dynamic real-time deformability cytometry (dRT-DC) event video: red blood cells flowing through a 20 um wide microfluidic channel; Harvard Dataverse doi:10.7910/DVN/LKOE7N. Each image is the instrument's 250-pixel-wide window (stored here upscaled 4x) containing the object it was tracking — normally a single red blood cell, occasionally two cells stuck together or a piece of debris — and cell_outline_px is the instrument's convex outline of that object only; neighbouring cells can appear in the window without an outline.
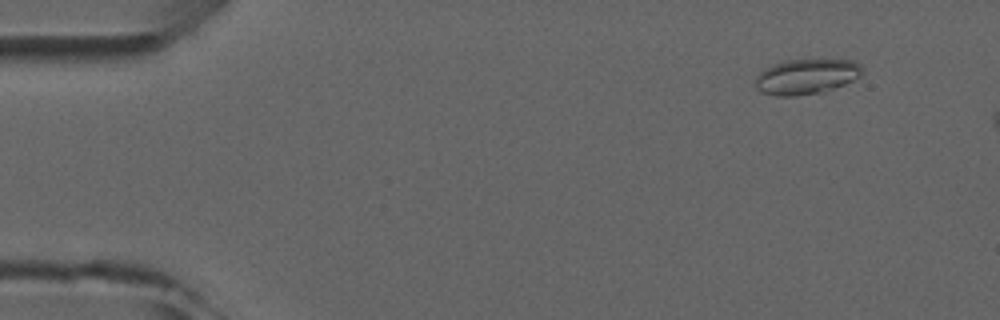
{"species": "common noctule bat (a hibernating species)", "species_latin": "Nyctalus noctula", "temperature_condition": "room temperature", "stored_images_in_passage": 5, "camera_frame_rate_fps": 3000, "um_per_image_px": 0.085, "animal": {"sex": "male", "forearm_length_mm": 52.5}, "frame": {"image": 1, "passage_image": 2, "time_ms": 1.0, "image_size_px": [1000, 320], "cell_outline_px": [[864, 72], [860, 76], [844, 84], [824, 92], [796, 96], [776, 96], [760, 92], [756, 88], [756, 76], [764, 68], [784, 60], [856, 60], [864, 68]], "centroid_in_image_um": [68.55, 6.51], "position_along_channel_um": 16.5, "area_um2": 22.14}}